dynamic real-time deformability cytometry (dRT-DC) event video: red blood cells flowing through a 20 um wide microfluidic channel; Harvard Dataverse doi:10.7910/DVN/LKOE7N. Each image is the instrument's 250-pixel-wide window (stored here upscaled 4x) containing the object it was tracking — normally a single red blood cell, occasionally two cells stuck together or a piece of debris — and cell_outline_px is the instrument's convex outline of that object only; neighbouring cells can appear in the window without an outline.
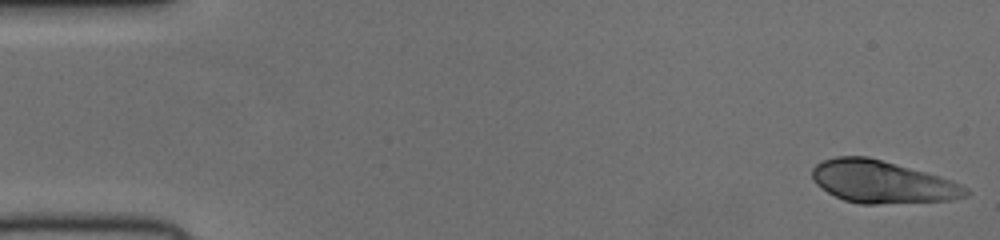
{"species": "human", "species_latin": "Homo sapiens", "temperature_condition": "cold", "stored_images_in_passage": 50, "camera_frame_rate_fps": 3000, "um_per_image_px": 0.085, "donor": {"sex": "female"}, "frame": {"image": 1, "passage_image": 1, "time_ms": 0.0, "image_size_px": [1000, 240], "cell_outline_px": [[968, 196], [952, 200], [876, 204], [860, 204], [844, 200], [828, 192], [816, 184], [812, 180], [812, 168], [816, 164], [824, 160], [836, 156], [868, 156], [952, 180], [968, 188]], "centroid_in_image_um": [74.97, 15.46], "position_along_channel_um": 10.0, "area_um2": 37.8}}
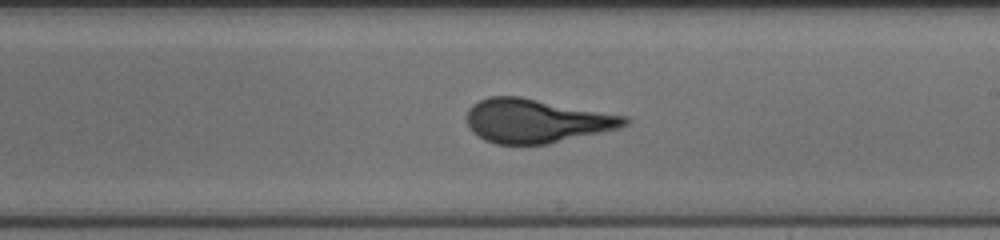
{"frame": {"image": 2, "passage_image": 29, "time_ms": 9.333, "image_size_px": [1000, 240], "cell_outline_px": [[632, 120], [628, 124], [620, 128], [548, 144], [496, 144], [484, 140], [472, 132], [468, 124], [468, 108], [472, 104], [488, 96], [520, 96], [628, 116]], "centroid_in_image_um": [45.61, 10.27], "position_along_channel_um": 243.4, "area_um2": 40.52}}
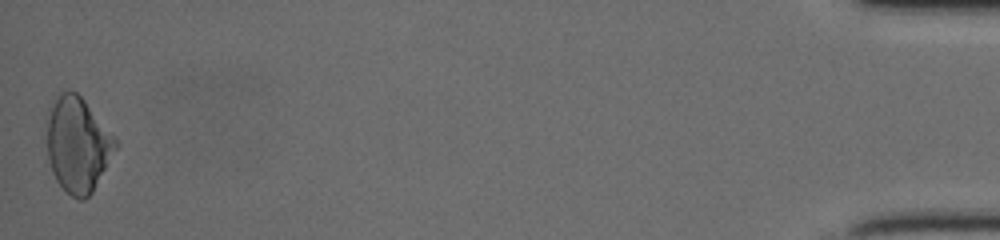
{"frame": {"image": 3, "passage_image": 50, "time_ms": 16.333, "image_size_px": [1000, 240], "cell_outline_px": [[120, 144], [92, 192], [84, 200], [80, 200], [72, 196], [56, 180], [52, 172], [48, 160], [48, 108], [56, 96], [60, 92], [68, 88], [76, 92], [84, 100]], "centroid_in_image_um": [6.61, 12.27], "position_along_channel_um": 428.6, "area_um2": 37.86}}